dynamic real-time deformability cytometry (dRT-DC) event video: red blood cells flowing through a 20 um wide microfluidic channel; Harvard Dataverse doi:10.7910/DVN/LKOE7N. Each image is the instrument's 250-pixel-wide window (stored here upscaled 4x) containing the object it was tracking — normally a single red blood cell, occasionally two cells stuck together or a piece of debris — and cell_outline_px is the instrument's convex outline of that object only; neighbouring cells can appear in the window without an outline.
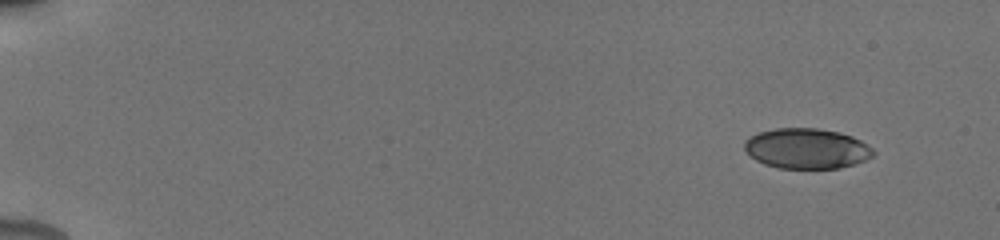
{"species": "human", "species_latin": "Homo sapiens", "temperature_condition": "cold", "stored_images_in_passage": 6, "camera_frame_rate_fps": 3000, "um_per_image_px": 0.085, "donor": {"sex": "male"}, "frame": {"image": 1, "passage_image": 1, "time_ms": 0.0, "image_size_px": [1000, 240], "cell_outline_px": [[876, 152], [872, 156], [864, 160], [840, 168], [776, 168], [764, 164], [756, 160], [744, 148], [744, 140], [760, 132], [776, 128], [816, 128], [840, 132], [852, 136], [860, 140], [872, 148]], "centroid_in_image_um": [68.57, 12.62], "position_along_channel_um": 16.4, "area_um2": 30.11}}